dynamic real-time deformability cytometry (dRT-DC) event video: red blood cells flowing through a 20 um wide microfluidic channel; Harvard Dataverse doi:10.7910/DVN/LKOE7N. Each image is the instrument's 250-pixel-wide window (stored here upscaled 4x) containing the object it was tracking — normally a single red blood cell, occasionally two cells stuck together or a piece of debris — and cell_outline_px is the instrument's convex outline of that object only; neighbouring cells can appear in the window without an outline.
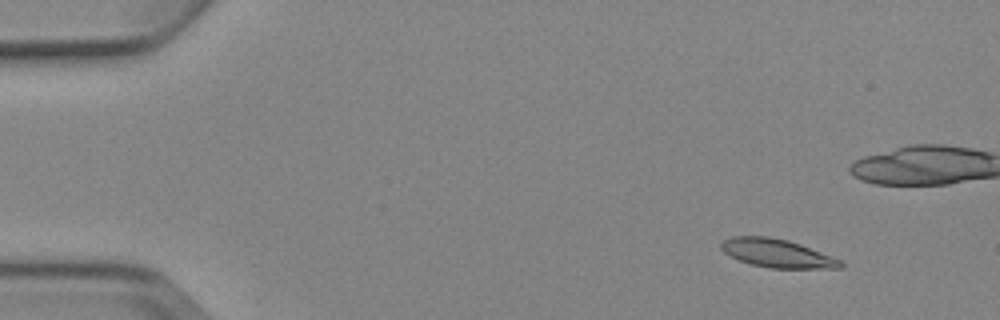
{"species": "Egyptian fruit bat (a non-hibernating species)", "species_latin": "Rousettus aegyptiacus", "temperature_condition": "cold", "stored_images_in_passage": 4, "camera_frame_rate_fps": 3000, "um_per_image_px": 0.085, "animal": {"sex": "female"}, "frame": {"image": 1, "passage_image": 1, "time_ms": 0.0, "image_size_px": [1000, 320], "cell_outline_px": [[844, 264], [840, 268], [768, 268], [752, 264], [740, 260], [724, 252], [720, 248], [720, 244], [724, 240], [732, 236], [768, 236], [788, 240], [800, 244], [840, 260]], "centroid_in_image_um": [66.02, 21.52], "position_along_channel_um": 19.0, "area_um2": 19.48}}